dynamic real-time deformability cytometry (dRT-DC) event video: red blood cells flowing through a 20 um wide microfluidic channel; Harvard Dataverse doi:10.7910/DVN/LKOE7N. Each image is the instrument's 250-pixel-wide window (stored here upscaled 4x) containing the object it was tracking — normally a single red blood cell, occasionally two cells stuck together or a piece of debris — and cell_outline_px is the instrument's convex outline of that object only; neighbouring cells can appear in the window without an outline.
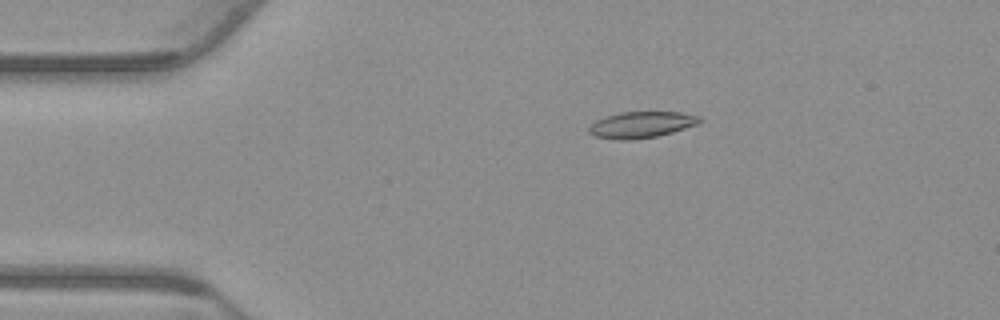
{"species": "common noctule bat (a hibernating species)", "species_latin": "Nyctalus noctula", "temperature_condition": "warm", "stored_images_in_passage": 45, "camera_frame_rate_fps": 3000, "um_per_image_px": 0.085, "animal": {"sex": "male", "body_mass_g": 23.1, "forearm_length_mm": 52.7}, "frame": {"image": 1, "passage_image": 1, "time_ms": 0.0, "image_size_px": [1000, 320], "cell_outline_px": [[704, 120], [700, 124], [672, 132], [656, 136], [628, 140], [616, 140], [596, 136], [588, 132], [588, 128], [596, 120], [620, 112], [680, 112], [700, 116]], "centroid_in_image_um": [54.57, 10.6], "position_along_channel_um": 30.4, "area_um2": 16.94}}
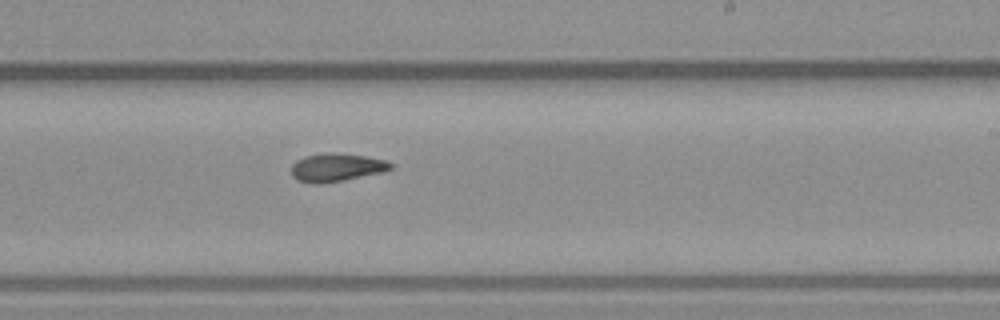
{"frame": {"image": 2, "passage_image": 23, "time_ms": 7.333, "image_size_px": [1000, 320], "cell_outline_px": [[392, 168], [384, 172], [344, 180], [320, 184], [312, 184], [296, 180], [292, 176], [292, 164], [296, 160], [304, 156], [328, 152], [336, 152], [364, 156], [388, 160], [392, 164]], "centroid_in_image_um": [28.59, 14.23], "position_along_channel_um": 260.4, "area_um2": 16.53}}
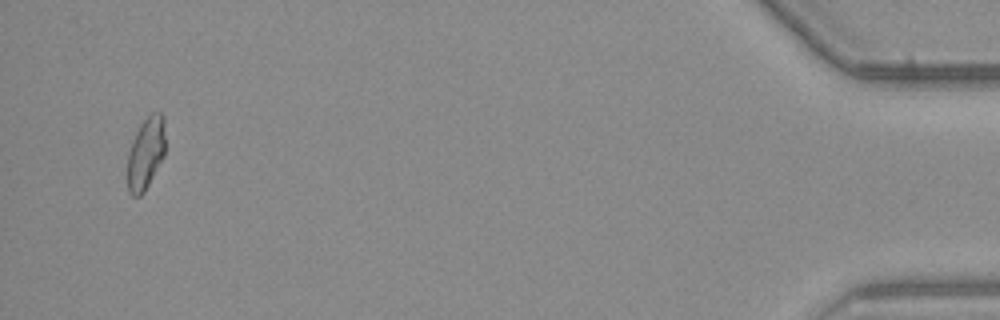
{"frame": {"image": 3, "passage_image": 43, "time_ms": 14.0, "image_size_px": [1000, 320], "cell_outline_px": [[164, 156], [144, 192], [140, 196], [132, 196], [128, 192], [128, 152], [132, 140], [140, 124], [152, 112], [160, 112], [164, 116]], "centroid_in_image_um": [12.38, 13.02], "position_along_channel_um": 422.8, "area_um2": 15.84}, "authors_computed_cell_mechanics": {"area_um2": 16.0684, "velocity_mm_per_s": 3.8016, "shape_relaxation_time_tau1_ms": null, "shape_relaxation_time_tau2_ms": 7.5311, "deformation_change_tau1": null, "deformation_change_tau2": 0.148}}